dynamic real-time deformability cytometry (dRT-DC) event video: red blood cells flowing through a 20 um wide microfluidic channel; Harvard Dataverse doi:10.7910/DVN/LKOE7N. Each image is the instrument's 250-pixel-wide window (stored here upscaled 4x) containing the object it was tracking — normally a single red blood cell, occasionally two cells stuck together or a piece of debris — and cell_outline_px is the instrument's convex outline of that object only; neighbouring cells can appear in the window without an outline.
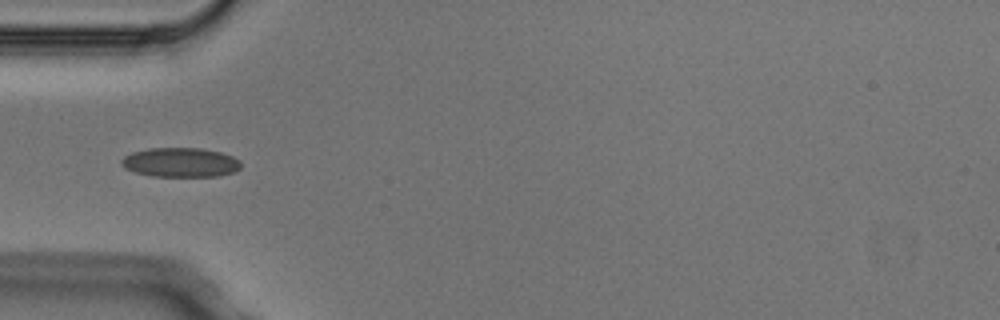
{"species": "Egyptian fruit bat (a non-hibernating species)", "species_latin": "Rousettus aegyptiacus", "temperature_condition": "cold", "stored_images_in_passage": 5, "camera_frame_rate_fps": 3000, "um_per_image_px": 0.085, "animal": {"sex": "male"}, "frame": {"image": 1, "passage_image": 5, "time_ms": 1.333, "image_size_px": [1000, 320], "cell_outline_px": [[240, 168], [236, 172], [220, 176], [152, 176], [136, 172], [124, 168], [120, 164], [120, 160], [124, 156], [132, 152], [148, 148], [200, 148], [220, 152], [232, 156], [240, 160]], "centroid_in_image_um": [15.34, 13.8], "position_along_channel_um": 69.7, "area_um2": 20.58}}